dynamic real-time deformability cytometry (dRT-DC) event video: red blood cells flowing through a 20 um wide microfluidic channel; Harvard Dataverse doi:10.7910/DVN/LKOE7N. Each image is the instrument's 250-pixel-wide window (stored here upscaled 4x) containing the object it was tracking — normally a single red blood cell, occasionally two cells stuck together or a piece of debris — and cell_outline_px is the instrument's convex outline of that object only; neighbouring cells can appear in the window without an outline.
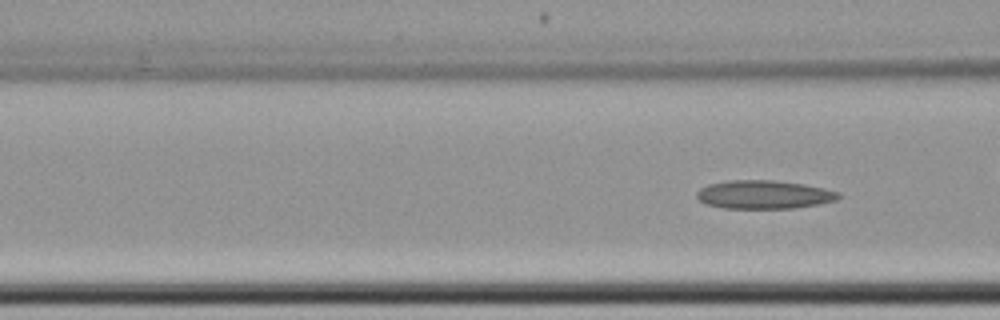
{"species": "common noctule bat (a hibernating species)", "species_latin": "Nyctalus noctula", "temperature_condition": "cold", "stored_images_in_passage": 5, "camera_frame_rate_fps": 3000, "um_per_image_px": 0.085, "animal": {"sex": "female", "body_mass_g": 22.7, "forearm_length_mm": 54.2}, "frame": {"image": 1, "passage_image": 5, "time_ms": 5.0, "image_size_px": [1000, 320], "cell_outline_px": [[840, 196], [836, 200], [820, 204], [792, 208], [724, 208], [708, 204], [700, 200], [696, 196], [696, 192], [700, 188], [708, 184], [728, 180], [776, 180], [804, 184], [824, 188], [840, 192]], "centroid_in_image_um": [64.95, 16.53], "position_along_channel_um": 101.7, "area_um2": 23.52}}